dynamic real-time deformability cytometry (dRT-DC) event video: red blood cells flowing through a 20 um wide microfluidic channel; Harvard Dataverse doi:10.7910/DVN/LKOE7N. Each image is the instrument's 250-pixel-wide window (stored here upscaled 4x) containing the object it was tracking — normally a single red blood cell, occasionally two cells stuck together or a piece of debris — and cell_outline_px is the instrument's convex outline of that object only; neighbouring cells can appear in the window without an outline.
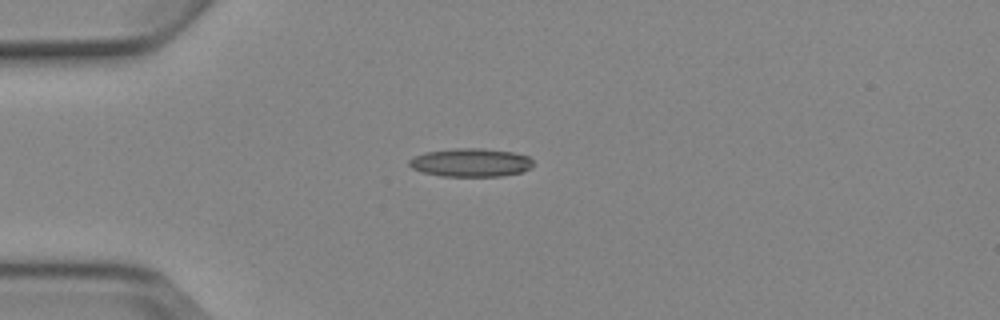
{"species": "Egyptian fruit bat (a non-hibernating species)", "species_latin": "Rousettus aegyptiacus", "temperature_condition": "cold", "stored_images_in_passage": 3, "camera_frame_rate_fps": 3000, "um_per_image_px": 0.085, "animal": {"sex": "female"}, "frame": {"image": 1, "passage_image": 1, "time_ms": 0.0, "image_size_px": [1000, 320], "cell_outline_px": [[532, 168], [524, 172], [500, 176], [440, 176], [420, 172], [412, 168], [408, 164], [408, 160], [424, 152], [456, 148], [484, 148], [512, 152], [528, 156], [532, 160]], "centroid_in_image_um": [40.01, 13.82], "position_along_channel_um": 45.0, "area_um2": 20.69}}
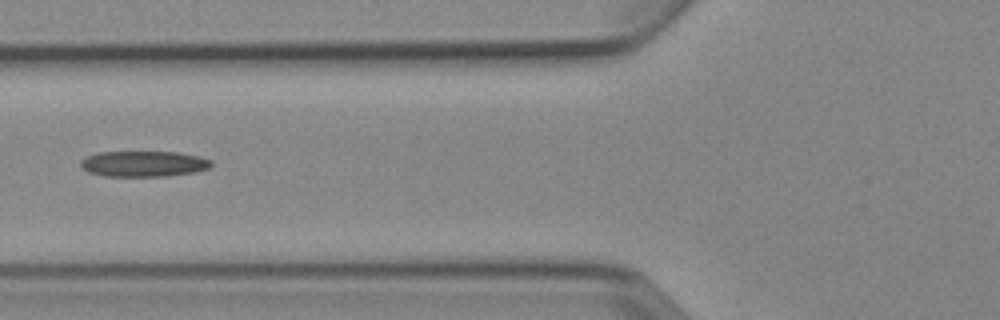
{"frame": {"image": 2, "passage_image": 3, "time_ms": 2.333, "image_size_px": [1000, 320], "cell_outline_px": [[212, 164], [208, 168], [196, 172], [164, 176], [104, 176], [88, 172], [80, 164], [80, 160], [96, 152], [176, 152], [200, 156], [212, 160]], "centroid_in_image_um": [12.22, 13.92], "position_along_channel_um": 113.6, "area_um2": 19.59}}